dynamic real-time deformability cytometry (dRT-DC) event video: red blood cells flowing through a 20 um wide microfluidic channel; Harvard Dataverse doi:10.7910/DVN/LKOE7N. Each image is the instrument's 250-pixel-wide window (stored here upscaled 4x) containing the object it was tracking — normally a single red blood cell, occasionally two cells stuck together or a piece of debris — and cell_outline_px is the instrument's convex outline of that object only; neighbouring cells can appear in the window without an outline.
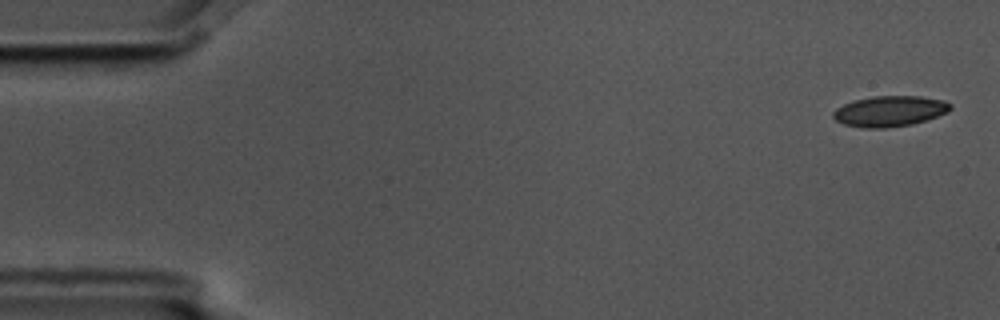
{"species": "common noctule bat (a hibernating species)", "species_latin": "Nyctalus noctula", "temperature_condition": "cold", "stored_images_in_passage": 4, "camera_frame_rate_fps": 3000, "um_per_image_px": 0.085, "animal": {"sex": "male", "body_mass_g": 17.5, "forearm_length_mm": 52.3}, "frame": {"image": 1, "passage_image": 1, "time_ms": 0.0, "image_size_px": [1000, 320], "cell_outline_px": [[952, 108], [948, 112], [912, 124], [884, 128], [864, 128], [844, 124], [836, 120], [832, 116], [832, 112], [836, 108], [852, 100], [872, 96], [920, 96], [944, 100], [952, 104]], "centroid_in_image_um": [75.61, 9.44], "position_along_channel_um": 9.4, "area_um2": 20.98}}
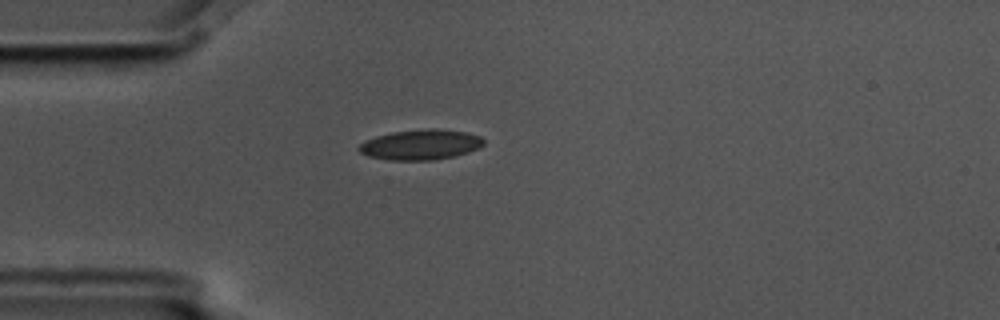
{"frame": {"image": 2, "passage_image": 4, "time_ms": 1.0, "image_size_px": [1000, 320], "cell_outline_px": [[484, 144], [468, 152], [456, 156], [432, 160], [388, 160], [368, 156], [360, 152], [356, 148], [364, 140], [376, 136], [392, 132], [432, 128], [464, 132], [480, 136], [484, 140]], "centroid_in_image_um": [35.71, 12.3], "position_along_channel_um": 49.3, "area_um2": 21.91}}